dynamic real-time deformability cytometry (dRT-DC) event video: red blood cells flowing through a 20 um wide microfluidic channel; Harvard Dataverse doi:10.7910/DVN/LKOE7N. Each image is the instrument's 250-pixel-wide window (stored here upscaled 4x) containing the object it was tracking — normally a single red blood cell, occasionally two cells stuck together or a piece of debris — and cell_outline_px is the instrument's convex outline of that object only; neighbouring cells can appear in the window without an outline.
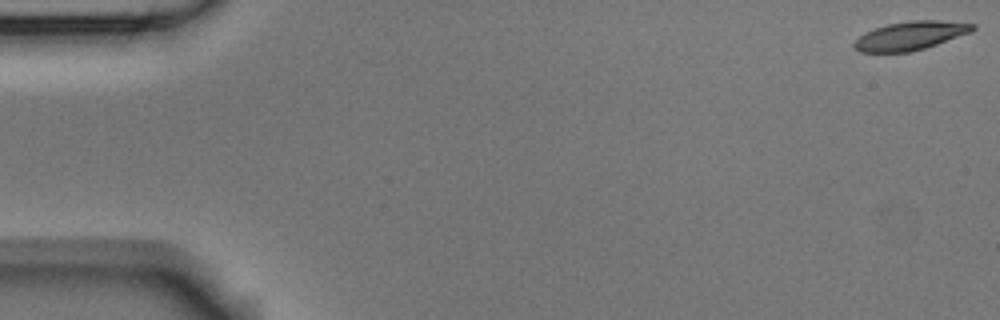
{"species": "Egyptian fruit bat (a non-hibernating species)", "species_latin": "Rousettus aegyptiacus", "temperature_condition": "room temperature", "stored_images_in_passage": 57, "camera_frame_rate_fps": 3000, "um_per_image_px": 0.085, "animal": {"sex": "male"}, "frame": {"image": 1, "passage_image": 1, "time_ms": 0.0, "image_size_px": [1000, 320], "cell_outline_px": [[976, 28], [972, 32], [912, 52], [860, 52], [852, 44], [864, 32], [888, 24], [908, 20], [940, 20], [976, 24]], "centroid_in_image_um": [77.41, 3.02], "position_along_channel_um": 7.6, "area_um2": 19.71}}
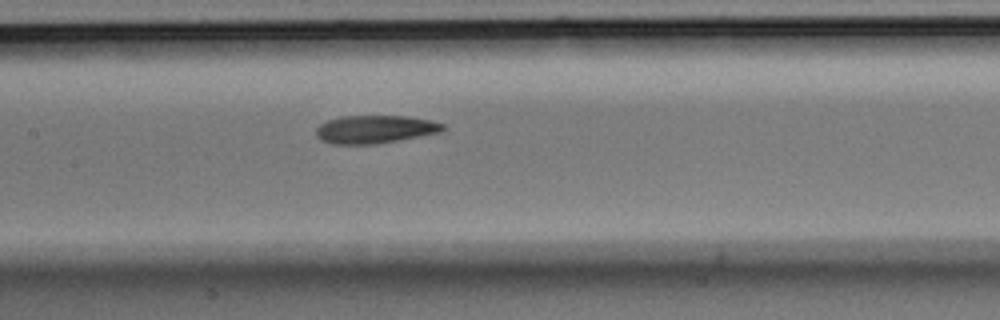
{"frame": {"image": 2, "passage_image": 27, "time_ms": 8.667, "image_size_px": [1000, 320], "cell_outline_px": [[444, 128], [440, 132], [376, 144], [332, 144], [320, 140], [316, 136], [316, 128], [320, 124], [328, 120], [340, 116], [404, 116], [428, 120], [444, 124]], "centroid_in_image_um": [31.81, 10.99], "position_along_channel_um": 175.6, "area_um2": 20.52}}
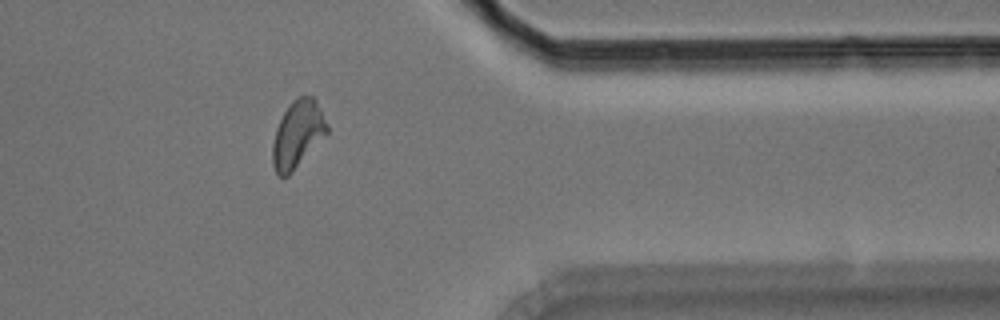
{"frame": {"image": 3, "passage_image": 46, "time_ms": 15.0, "image_size_px": [1000, 320], "cell_outline_px": [[328, 132], [292, 172], [288, 176], [276, 176], [272, 164], [272, 144], [276, 128], [284, 112], [292, 100], [300, 96], [312, 96], [316, 100], [328, 124]], "centroid_in_image_um": [25.28, 11.42], "position_along_channel_um": 386.1, "area_um2": 21.21}, "authors_computed_cell_mechanics": {"area_um2": 20.7502, "velocity_mm_per_s": 3.5629, "shape_relaxation_time_tau1_ms": 4.292, "shape_relaxation_time_tau2_ms": 3.8078, "deformation_change_tau1": 0.1536, "deformation_change_tau2": 0.1169}}